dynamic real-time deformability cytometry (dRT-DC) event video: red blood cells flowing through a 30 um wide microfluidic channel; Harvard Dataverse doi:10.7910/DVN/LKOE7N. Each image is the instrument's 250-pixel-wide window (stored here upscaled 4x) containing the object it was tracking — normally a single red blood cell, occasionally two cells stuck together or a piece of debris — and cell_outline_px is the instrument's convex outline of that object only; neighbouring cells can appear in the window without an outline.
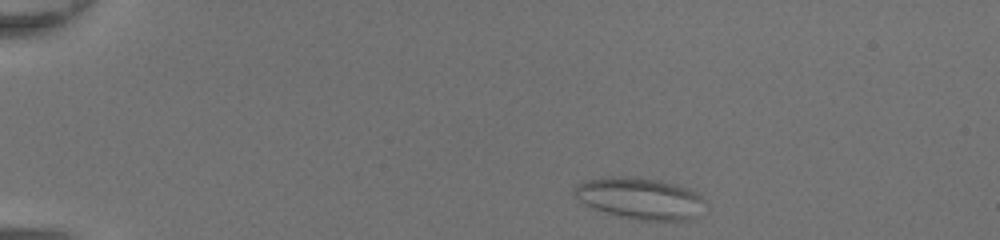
{"species": "common noctule bat (a hibernating species)", "species_latin": "Nyctalus noctula", "temperature_condition": "room temperature", "stored_images_in_passage": 41, "camera_frame_rate_fps": 3000, "um_per_image_px": 0.085, "animal": {"sex": "female", "body_mass_g": 20.0, "forearm_length_mm": 54.0}, "frame": {"image": 1, "passage_image": 2, "time_ms": 0.333, "image_size_px": [1000, 240], "cell_outline_px": [[708, 204], [692, 220], [636, 220], [620, 216], [592, 208], [584, 204], [572, 192], [572, 188], [584, 180], [608, 176], [624, 176], [656, 180], [676, 184], [688, 188], [696, 192]], "centroid_in_image_um": [54.4, 16.86], "position_along_channel_um": 30.6, "area_um2": 31.79}}
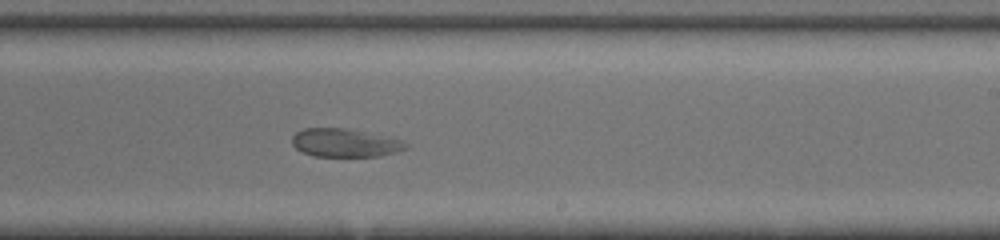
{"frame": {"image": 2, "passage_image": 24, "time_ms": 7.667, "image_size_px": [1000, 240], "cell_outline_px": [[408, 148], [396, 152], [380, 156], [312, 156], [300, 152], [292, 144], [292, 136], [296, 132], [304, 128], [348, 128], [400, 140], [408, 144]], "centroid_in_image_um": [29.27, 12.14], "position_along_channel_um": 259.7, "area_um2": 18.73}}
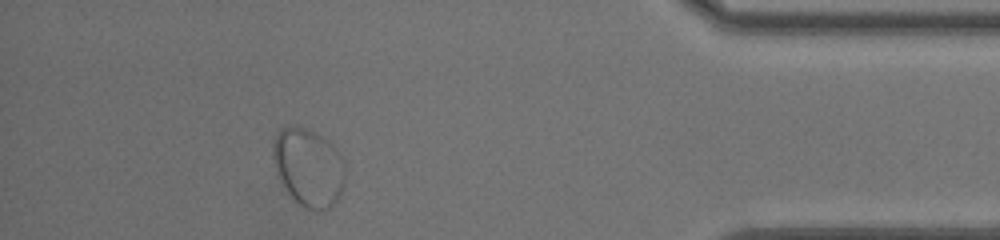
{"frame": {"image": 3, "passage_image": 37, "time_ms": 12.0, "image_size_px": [1000, 240], "cell_outline_px": [[344, 184], [340, 196], [328, 208], [320, 212], [316, 212], [304, 208], [280, 184], [276, 172], [272, 156], [272, 140], [276, 132], [280, 128], [296, 124], [328, 140], [336, 148], [344, 160]], "centroid_in_image_um": [26.19, 14.22], "position_along_channel_um": 409.0, "area_um2": 33.35}}